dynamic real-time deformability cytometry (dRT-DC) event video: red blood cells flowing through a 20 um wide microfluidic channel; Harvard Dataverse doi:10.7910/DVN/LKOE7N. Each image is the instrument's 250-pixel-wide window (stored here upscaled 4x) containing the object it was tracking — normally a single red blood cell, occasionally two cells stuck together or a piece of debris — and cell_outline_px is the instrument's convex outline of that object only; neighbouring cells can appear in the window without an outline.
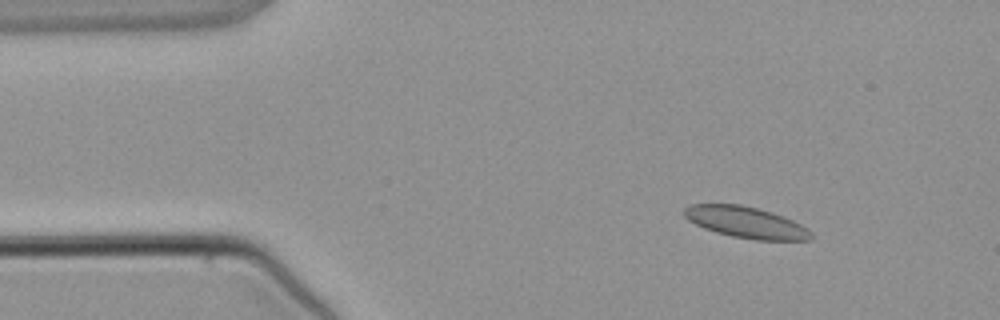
{"species": "common noctule bat (a hibernating species)", "species_latin": "Nyctalus noctula", "temperature_condition": "warm", "stored_images_in_passage": 2, "camera_frame_rate_fps": 3000, "um_per_image_px": 0.085, "animal": {"sex": "male", "body_mass_g": 21.5, "forearm_length_mm": 52.0}, "frame": {"image": 1, "passage_image": 1, "time_ms": 0.0, "image_size_px": [1000, 320], "cell_outline_px": [[812, 240], [756, 240], [732, 236], [716, 232], [704, 228], [688, 220], [684, 216], [684, 208], [692, 204], [740, 204], [772, 212], [792, 220], [808, 228], [812, 232]], "centroid_in_image_um": [63.42, 18.9], "position_along_channel_um": 21.6, "area_um2": 23.06}}